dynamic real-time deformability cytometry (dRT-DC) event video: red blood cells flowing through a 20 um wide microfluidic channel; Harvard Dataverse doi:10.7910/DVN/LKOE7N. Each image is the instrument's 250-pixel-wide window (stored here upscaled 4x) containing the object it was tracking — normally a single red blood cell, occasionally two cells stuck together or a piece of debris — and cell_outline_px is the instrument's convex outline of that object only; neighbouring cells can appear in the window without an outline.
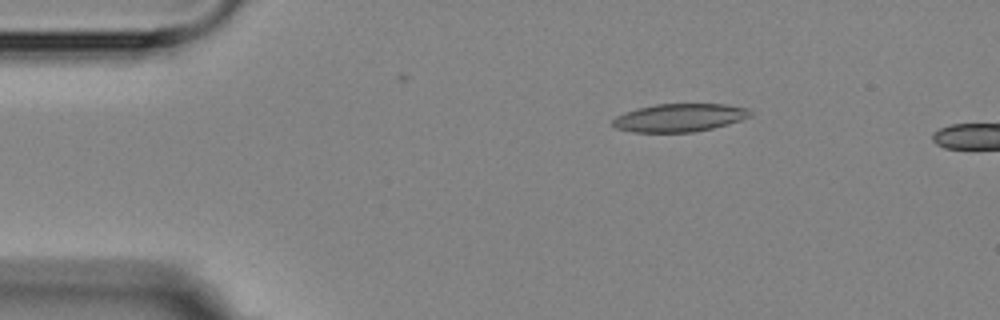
{"species": "Egyptian fruit bat (a non-hibernating species)", "species_latin": "Rousettus aegyptiacus", "temperature_condition": "room temperature", "stored_images_in_passage": 3, "camera_frame_rate_fps": 3000, "um_per_image_px": 0.085, "animal": {"sex": "female"}, "frame": {"image": 1, "passage_image": 1, "time_ms": 0.0, "image_size_px": [1000, 320], "cell_outline_px": [[752, 116], [728, 124], [712, 128], [692, 132], [632, 132], [616, 128], [612, 124], [612, 120], [616, 116], [624, 112], [636, 108], [656, 104], [724, 104], [748, 108], [752, 112]], "centroid_in_image_um": [57.74, 10.0], "position_along_channel_um": 27.3, "area_um2": 22.54}}